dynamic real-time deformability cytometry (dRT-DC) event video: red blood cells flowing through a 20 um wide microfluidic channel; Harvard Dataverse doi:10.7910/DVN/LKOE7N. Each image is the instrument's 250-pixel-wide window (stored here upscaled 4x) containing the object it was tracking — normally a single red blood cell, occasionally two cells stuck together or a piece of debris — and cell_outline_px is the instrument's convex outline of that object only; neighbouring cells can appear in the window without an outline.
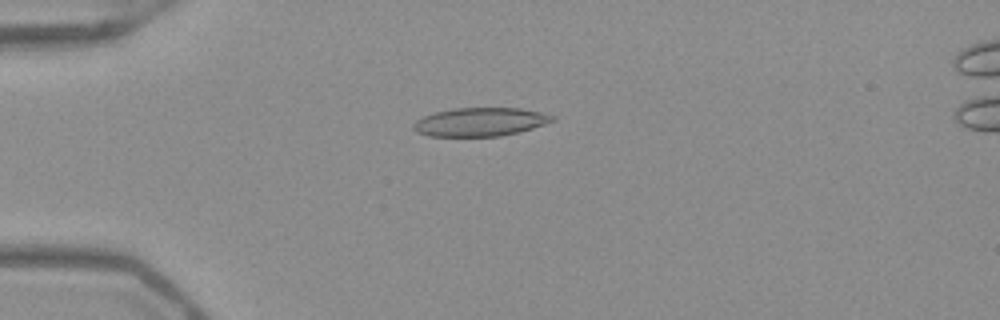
{"species": "Egyptian fruit bat (a non-hibernating species)", "species_latin": "Rousettus aegyptiacus", "temperature_condition": "warm", "stored_images_in_passage": 52, "camera_frame_rate_fps": 3000, "um_per_image_px": 0.085, "frame": {"image": 1, "passage_image": 14, "time_ms": 4.333, "image_size_px": [1000, 320], "cell_outline_px": [[556, 120], [520, 132], [500, 136], [428, 136], [416, 132], [412, 128], [412, 124], [416, 120], [424, 116], [436, 112], [452, 108], [520, 108], [540, 112], [556, 116]], "centroid_in_image_um": [40.81, 10.36], "position_along_channel_um": 44.2, "area_um2": 23.18}}
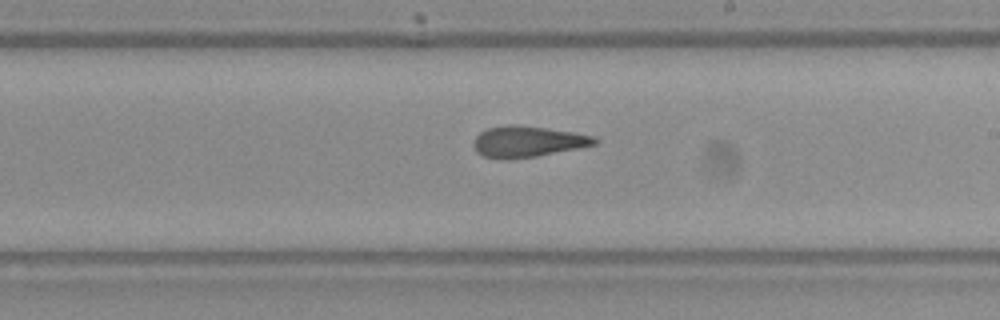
{"frame": {"image": 2, "passage_image": 31, "time_ms": 10.0, "image_size_px": [1000, 320], "cell_outline_px": [[600, 140], [596, 144], [536, 156], [508, 160], [500, 160], [480, 156], [476, 152], [472, 144], [476, 136], [480, 132], [488, 128], [508, 124], [516, 124], [572, 132], [596, 136]], "centroid_in_image_um": [44.79, 12.04], "position_along_channel_um": 244.2, "area_um2": 22.08}}
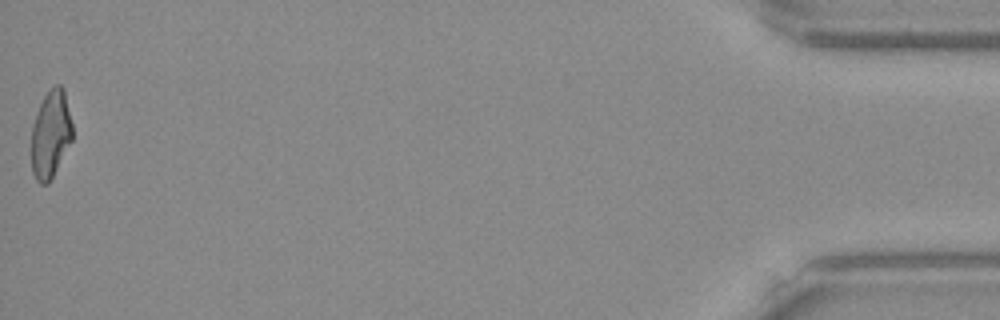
{"frame": {"image": 3, "passage_image": 52, "time_ms": 17.0, "image_size_px": [1000, 320], "cell_outline_px": [[72, 140], [48, 184], [40, 184], [36, 180], [32, 172], [32, 124], [40, 104], [44, 96], [56, 84], [60, 84], [64, 88], [72, 124]], "centroid_in_image_um": [4.31, 11.41], "position_along_channel_um": 430.9, "area_um2": 20.75}, "authors_computed_cell_mechanics": {"area_um2": 22.3686, "velocity_mm_per_s": 3.9803, "shape_relaxation_time_tau1_ms": null, "shape_relaxation_time_tau2_ms": 2.4626, "deformation_change_tau1": null, "deformation_change_tau2": 0.122}}